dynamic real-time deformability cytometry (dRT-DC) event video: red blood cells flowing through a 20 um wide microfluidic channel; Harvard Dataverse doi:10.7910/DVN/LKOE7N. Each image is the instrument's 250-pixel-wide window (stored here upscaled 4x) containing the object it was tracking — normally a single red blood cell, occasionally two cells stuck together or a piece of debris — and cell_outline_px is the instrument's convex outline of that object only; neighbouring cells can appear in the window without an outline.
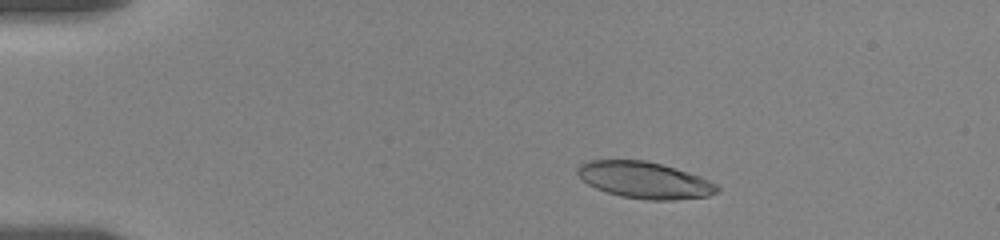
{"species": "human", "species_latin": "Homo sapiens", "temperature_condition": "room temperature", "stored_images_in_passage": 91, "camera_frame_rate_fps": 3000, "um_per_image_px": 0.085, "donor": {"sex": "female"}, "frame": {"image": 1, "passage_image": 10, "time_ms": 3.0, "image_size_px": [1000, 240], "cell_outline_px": [[720, 192], [708, 196], [672, 200], [648, 200], [620, 196], [596, 188], [588, 184], [576, 172], [576, 168], [580, 164], [588, 160], [644, 160], [676, 168], [700, 176], [716, 184], [720, 188]], "centroid_in_image_um": [54.8, 15.31], "position_along_channel_um": 30.2, "area_um2": 29.71}}
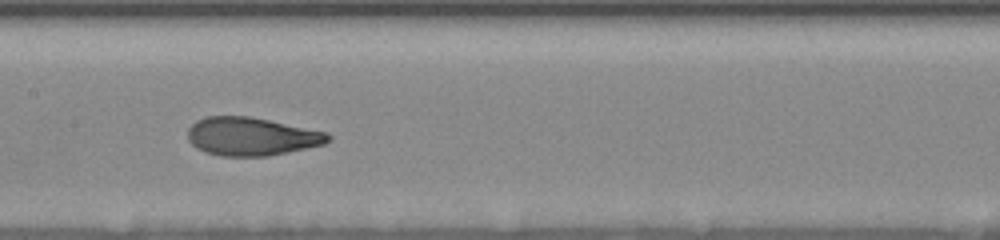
{"frame": {"image": 2, "passage_image": 43, "time_ms": 9.333, "image_size_px": [1000, 240], "cell_outline_px": [[332, 140], [324, 144], [268, 156], [220, 156], [204, 152], [196, 148], [188, 140], [188, 128], [196, 120], [204, 116], [248, 116], [328, 132], [332, 136]], "centroid_in_image_um": [21.36, 11.6], "position_along_channel_um": 186.0, "area_um2": 31.39}}
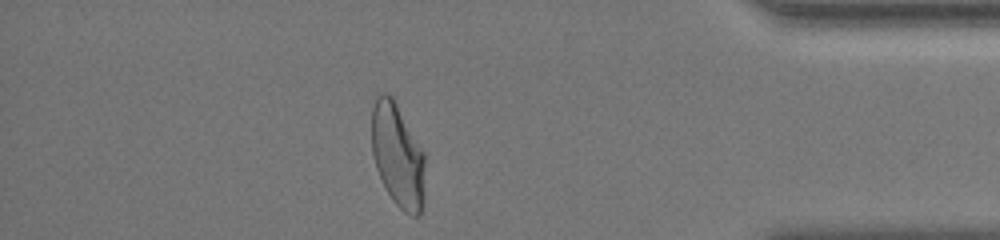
{"frame": {"image": 3, "passage_image": 79, "time_ms": 16.333, "image_size_px": [1000, 240], "cell_outline_px": [[424, 196], [420, 216], [412, 216], [404, 212], [392, 200], [376, 168], [372, 152], [372, 108], [376, 96], [380, 92], [388, 92], [392, 96], [424, 152]], "centroid_in_image_um": [33.8, 13.2], "position_along_channel_um": 401.4, "area_um2": 32.19}, "authors_computed_cell_mechanics": {"area_um2": 31.5588, "velocity_mm_per_s": 3.4994, "shape_relaxation_time_tau1_ms": 4.7765, "shape_relaxation_time_tau2_ms": 1.0688, "deformation_change_tau1": 0.2041, "deformation_change_tau2": 0.0762}}